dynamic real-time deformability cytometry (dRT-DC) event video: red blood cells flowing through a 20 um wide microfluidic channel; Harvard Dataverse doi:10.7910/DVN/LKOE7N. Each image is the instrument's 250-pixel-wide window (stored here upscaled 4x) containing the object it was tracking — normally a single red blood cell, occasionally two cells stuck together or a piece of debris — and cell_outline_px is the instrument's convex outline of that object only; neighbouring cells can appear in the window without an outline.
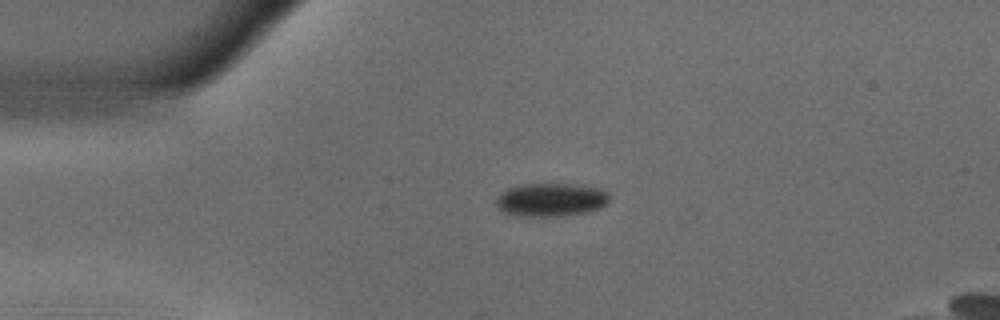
{"species": "common noctule bat (a hibernating species)", "species_latin": "Nyctalus noctula", "temperature_condition": "warm", "stored_images_in_passage": 38, "camera_frame_rate_fps": 3000, "um_per_image_px": 0.085, "animal": {"sex": "male", "body_mass_g": 18.8}, "frame": {"image": 1, "passage_image": 2, "time_ms": 0.333, "image_size_px": [1000, 320], "cell_outline_px": [[608, 200], [600, 208], [584, 212], [564, 216], [512, 216], [496, 208], [496, 200], [508, 188], [520, 184], [576, 184], [604, 188], [608, 192]], "centroid_in_image_um": [46.83, 16.98], "position_along_channel_um": 38.2, "area_um2": 22.14}}
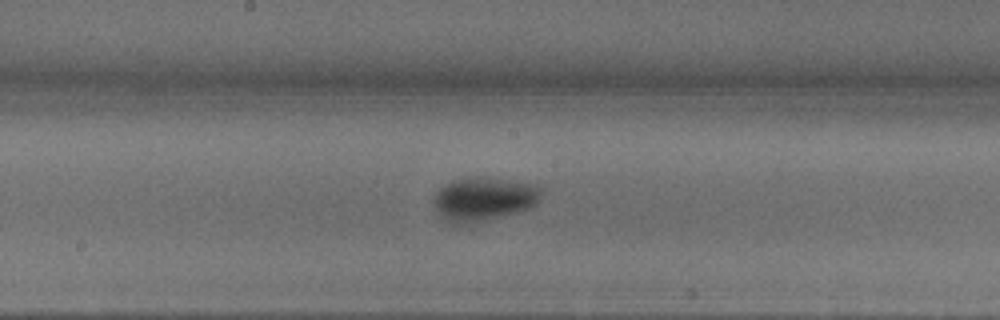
{"frame": {"image": 2, "passage_image": 18, "time_ms": 5.667, "image_size_px": [1000, 320], "cell_outline_px": [[540, 196], [536, 204], [528, 208], [516, 212], [468, 224], [456, 224], [448, 220], [436, 208], [432, 200], [436, 192], [440, 188], [452, 180], [476, 176], [532, 184], [540, 188]], "centroid_in_image_um": [41.09, 16.9], "position_along_channel_um": 207.1, "area_um2": 26.65}}
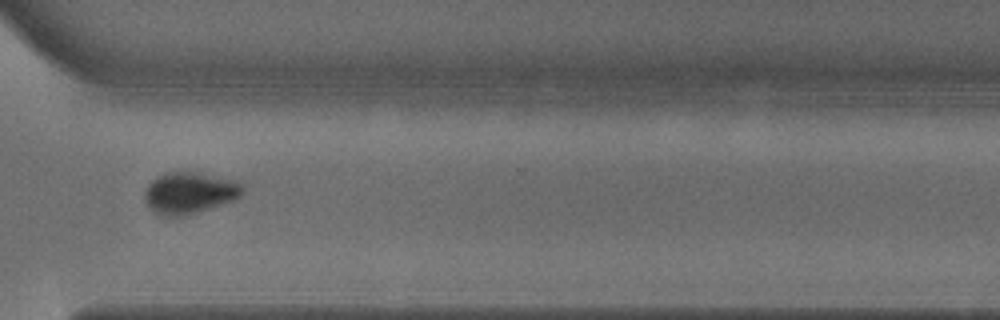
{"frame": {"image": 3, "passage_image": 30, "time_ms": 9.667, "image_size_px": [1000, 320], "cell_outline_px": [[244, 192], [240, 196], [232, 200], [196, 212], [176, 216], [164, 216], [156, 212], [148, 204], [144, 196], [144, 192], [148, 184], [152, 180], [164, 172], [200, 172], [240, 180], [244, 184]], "centroid_in_image_um": [16.16, 16.34], "position_along_channel_um": 354.4, "area_um2": 23.64}, "authors_computed_cell_mechanics": {"area_um2": 24.6806, "velocity_mm_per_s": 3.6862, "shape_relaxation_time_tau1_ms": 8.4058, "shape_relaxation_time_tau2_ms": null, "deformation_change_tau1": 0.1519, "deformation_change_tau2": null}}